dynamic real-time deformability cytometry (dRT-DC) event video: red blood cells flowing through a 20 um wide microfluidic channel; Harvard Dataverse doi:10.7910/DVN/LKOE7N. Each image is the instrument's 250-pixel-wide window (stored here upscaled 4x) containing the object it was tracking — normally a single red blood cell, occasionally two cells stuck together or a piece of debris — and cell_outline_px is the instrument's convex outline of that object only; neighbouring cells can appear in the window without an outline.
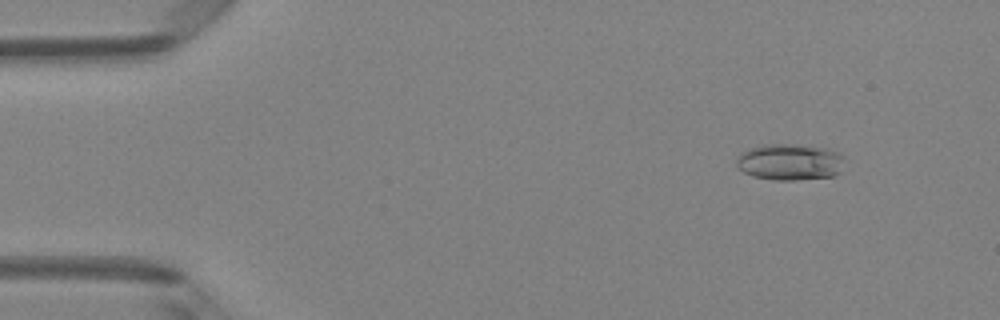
{"species": "Egyptian fruit bat (a non-hibernating species)", "species_latin": "Rousettus aegyptiacus", "temperature_condition": "room temperature", "stored_images_in_passage": 4, "camera_frame_rate_fps": 3000, "um_per_image_px": 0.085, "animal": {"sex": "female"}, "frame": {"image": 1, "passage_image": 1, "time_ms": 0.0, "image_size_px": [1000, 320], "cell_outline_px": [[844, 156], [840, 172], [832, 176], [796, 180], [772, 180], [752, 176], [744, 172], [736, 164], [736, 156], [740, 152], [748, 148], [760, 144], [796, 144], [828, 148], [840, 152]], "centroid_in_image_um": [67.11, 13.75], "position_along_channel_um": 17.9, "area_um2": 23.35}}
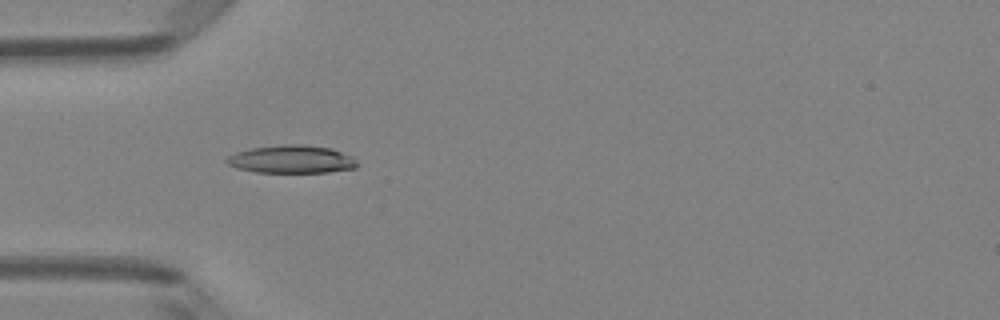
{"frame": {"image": 2, "passage_image": 4, "time_ms": 1.0, "image_size_px": [1000, 320], "cell_outline_px": [[360, 164], [356, 168], [328, 172], [256, 172], [236, 168], [228, 164], [224, 160], [228, 156], [236, 152], [252, 148], [284, 144], [304, 144], [332, 148], [352, 156]], "centroid_in_image_um": [24.81, 13.53], "position_along_channel_um": 60.2, "area_um2": 21.39}}